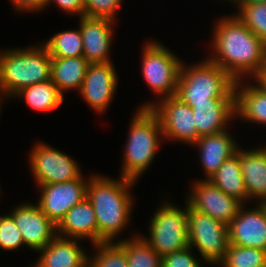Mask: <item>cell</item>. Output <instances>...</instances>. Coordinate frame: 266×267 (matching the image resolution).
<instances>
[{"instance_id": "obj_20", "label": "cell", "mask_w": 266, "mask_h": 267, "mask_svg": "<svg viewBox=\"0 0 266 267\" xmlns=\"http://www.w3.org/2000/svg\"><path fill=\"white\" fill-rule=\"evenodd\" d=\"M58 236L82 241L89 239L93 244L98 243V226L95 211L90 200L73 206L56 225Z\"/></svg>"}, {"instance_id": "obj_13", "label": "cell", "mask_w": 266, "mask_h": 267, "mask_svg": "<svg viewBox=\"0 0 266 267\" xmlns=\"http://www.w3.org/2000/svg\"><path fill=\"white\" fill-rule=\"evenodd\" d=\"M113 63L89 64L79 91L96 114L105 113L116 94L118 75Z\"/></svg>"}, {"instance_id": "obj_5", "label": "cell", "mask_w": 266, "mask_h": 267, "mask_svg": "<svg viewBox=\"0 0 266 267\" xmlns=\"http://www.w3.org/2000/svg\"><path fill=\"white\" fill-rule=\"evenodd\" d=\"M197 63L186 65L182 61L176 94L178 98L191 108L194 103L209 102L211 98H235L236 81L225 70L207 57Z\"/></svg>"}, {"instance_id": "obj_15", "label": "cell", "mask_w": 266, "mask_h": 267, "mask_svg": "<svg viewBox=\"0 0 266 267\" xmlns=\"http://www.w3.org/2000/svg\"><path fill=\"white\" fill-rule=\"evenodd\" d=\"M255 205L252 209L246 204L240 207L228 225L229 244L266 251V211L261 203Z\"/></svg>"}, {"instance_id": "obj_38", "label": "cell", "mask_w": 266, "mask_h": 267, "mask_svg": "<svg viewBox=\"0 0 266 267\" xmlns=\"http://www.w3.org/2000/svg\"><path fill=\"white\" fill-rule=\"evenodd\" d=\"M261 204L263 205L265 211H266V202H261Z\"/></svg>"}, {"instance_id": "obj_35", "label": "cell", "mask_w": 266, "mask_h": 267, "mask_svg": "<svg viewBox=\"0 0 266 267\" xmlns=\"http://www.w3.org/2000/svg\"><path fill=\"white\" fill-rule=\"evenodd\" d=\"M12 7L17 13H32V12H42L45 7V0H10Z\"/></svg>"}, {"instance_id": "obj_28", "label": "cell", "mask_w": 266, "mask_h": 267, "mask_svg": "<svg viewBox=\"0 0 266 267\" xmlns=\"http://www.w3.org/2000/svg\"><path fill=\"white\" fill-rule=\"evenodd\" d=\"M219 265L221 267H264L266 251L229 244L225 257Z\"/></svg>"}, {"instance_id": "obj_40", "label": "cell", "mask_w": 266, "mask_h": 267, "mask_svg": "<svg viewBox=\"0 0 266 267\" xmlns=\"http://www.w3.org/2000/svg\"><path fill=\"white\" fill-rule=\"evenodd\" d=\"M211 266H213V267H214V266H215V267H221V266H220V265H218V264H217V265H211Z\"/></svg>"}, {"instance_id": "obj_16", "label": "cell", "mask_w": 266, "mask_h": 267, "mask_svg": "<svg viewBox=\"0 0 266 267\" xmlns=\"http://www.w3.org/2000/svg\"><path fill=\"white\" fill-rule=\"evenodd\" d=\"M116 22L106 18L82 16L79 28L83 42V56L90 64L109 63L114 26Z\"/></svg>"}, {"instance_id": "obj_4", "label": "cell", "mask_w": 266, "mask_h": 267, "mask_svg": "<svg viewBox=\"0 0 266 267\" xmlns=\"http://www.w3.org/2000/svg\"><path fill=\"white\" fill-rule=\"evenodd\" d=\"M129 123L119 175L137 182L153 163L164 139L159 118L150 108H137Z\"/></svg>"}, {"instance_id": "obj_33", "label": "cell", "mask_w": 266, "mask_h": 267, "mask_svg": "<svg viewBox=\"0 0 266 267\" xmlns=\"http://www.w3.org/2000/svg\"><path fill=\"white\" fill-rule=\"evenodd\" d=\"M192 248L188 246L182 250L172 252L162 257V267H204L201 260L195 257Z\"/></svg>"}, {"instance_id": "obj_8", "label": "cell", "mask_w": 266, "mask_h": 267, "mask_svg": "<svg viewBox=\"0 0 266 267\" xmlns=\"http://www.w3.org/2000/svg\"><path fill=\"white\" fill-rule=\"evenodd\" d=\"M187 232L189 246L208 266L222 262L229 245L227 225L187 205Z\"/></svg>"}, {"instance_id": "obj_18", "label": "cell", "mask_w": 266, "mask_h": 267, "mask_svg": "<svg viewBox=\"0 0 266 267\" xmlns=\"http://www.w3.org/2000/svg\"><path fill=\"white\" fill-rule=\"evenodd\" d=\"M82 240L56 237L43 249L31 267H88L87 250L81 247Z\"/></svg>"}, {"instance_id": "obj_26", "label": "cell", "mask_w": 266, "mask_h": 267, "mask_svg": "<svg viewBox=\"0 0 266 267\" xmlns=\"http://www.w3.org/2000/svg\"><path fill=\"white\" fill-rule=\"evenodd\" d=\"M124 249L128 267H162V257L137 233L117 241Z\"/></svg>"}, {"instance_id": "obj_39", "label": "cell", "mask_w": 266, "mask_h": 267, "mask_svg": "<svg viewBox=\"0 0 266 267\" xmlns=\"http://www.w3.org/2000/svg\"><path fill=\"white\" fill-rule=\"evenodd\" d=\"M2 103H3V101L0 99V109H1V107H2V106H1V105H2ZM0 111H1V110H0Z\"/></svg>"}, {"instance_id": "obj_25", "label": "cell", "mask_w": 266, "mask_h": 267, "mask_svg": "<svg viewBox=\"0 0 266 267\" xmlns=\"http://www.w3.org/2000/svg\"><path fill=\"white\" fill-rule=\"evenodd\" d=\"M15 97L25 100L31 109L44 113L57 109L64 102V95L51 79L27 86L16 93L13 99Z\"/></svg>"}, {"instance_id": "obj_30", "label": "cell", "mask_w": 266, "mask_h": 267, "mask_svg": "<svg viewBox=\"0 0 266 267\" xmlns=\"http://www.w3.org/2000/svg\"><path fill=\"white\" fill-rule=\"evenodd\" d=\"M234 6L239 9L234 15L266 44V2L236 3Z\"/></svg>"}, {"instance_id": "obj_3", "label": "cell", "mask_w": 266, "mask_h": 267, "mask_svg": "<svg viewBox=\"0 0 266 267\" xmlns=\"http://www.w3.org/2000/svg\"><path fill=\"white\" fill-rule=\"evenodd\" d=\"M51 62L49 51L42 43L0 49V99L13 98L27 86L50 80Z\"/></svg>"}, {"instance_id": "obj_36", "label": "cell", "mask_w": 266, "mask_h": 267, "mask_svg": "<svg viewBox=\"0 0 266 267\" xmlns=\"http://www.w3.org/2000/svg\"><path fill=\"white\" fill-rule=\"evenodd\" d=\"M218 1H225L229 2L230 4L234 5V3H262L266 2V0H218Z\"/></svg>"}, {"instance_id": "obj_37", "label": "cell", "mask_w": 266, "mask_h": 267, "mask_svg": "<svg viewBox=\"0 0 266 267\" xmlns=\"http://www.w3.org/2000/svg\"><path fill=\"white\" fill-rule=\"evenodd\" d=\"M257 80L266 88V68L263 70L262 74L257 78Z\"/></svg>"}, {"instance_id": "obj_12", "label": "cell", "mask_w": 266, "mask_h": 267, "mask_svg": "<svg viewBox=\"0 0 266 267\" xmlns=\"http://www.w3.org/2000/svg\"><path fill=\"white\" fill-rule=\"evenodd\" d=\"M91 175L93 174L86 179L82 174L73 181L37 186L41 194L36 204L57 225L73 206L87 197V186Z\"/></svg>"}, {"instance_id": "obj_29", "label": "cell", "mask_w": 266, "mask_h": 267, "mask_svg": "<svg viewBox=\"0 0 266 267\" xmlns=\"http://www.w3.org/2000/svg\"><path fill=\"white\" fill-rule=\"evenodd\" d=\"M92 247L95 252L92 257L88 255V267H128L125 249L117 241L100 242Z\"/></svg>"}, {"instance_id": "obj_23", "label": "cell", "mask_w": 266, "mask_h": 267, "mask_svg": "<svg viewBox=\"0 0 266 267\" xmlns=\"http://www.w3.org/2000/svg\"><path fill=\"white\" fill-rule=\"evenodd\" d=\"M51 80L64 95L66 91H80L89 62L84 56L58 58L51 57Z\"/></svg>"}, {"instance_id": "obj_14", "label": "cell", "mask_w": 266, "mask_h": 267, "mask_svg": "<svg viewBox=\"0 0 266 267\" xmlns=\"http://www.w3.org/2000/svg\"><path fill=\"white\" fill-rule=\"evenodd\" d=\"M9 213L22 234L24 244L38 252L47 246L57 235L56 225L34 203H22Z\"/></svg>"}, {"instance_id": "obj_9", "label": "cell", "mask_w": 266, "mask_h": 267, "mask_svg": "<svg viewBox=\"0 0 266 267\" xmlns=\"http://www.w3.org/2000/svg\"><path fill=\"white\" fill-rule=\"evenodd\" d=\"M29 153V166L36 187L73 181L83 174L77 160L45 142L34 143Z\"/></svg>"}, {"instance_id": "obj_7", "label": "cell", "mask_w": 266, "mask_h": 267, "mask_svg": "<svg viewBox=\"0 0 266 267\" xmlns=\"http://www.w3.org/2000/svg\"><path fill=\"white\" fill-rule=\"evenodd\" d=\"M142 48V75L150 91L159 96L156 101L175 96L183 60L159 41H146Z\"/></svg>"}, {"instance_id": "obj_34", "label": "cell", "mask_w": 266, "mask_h": 267, "mask_svg": "<svg viewBox=\"0 0 266 267\" xmlns=\"http://www.w3.org/2000/svg\"><path fill=\"white\" fill-rule=\"evenodd\" d=\"M55 3L64 13L71 15H78V17L85 16V8L83 0H45V7H50Z\"/></svg>"}, {"instance_id": "obj_10", "label": "cell", "mask_w": 266, "mask_h": 267, "mask_svg": "<svg viewBox=\"0 0 266 267\" xmlns=\"http://www.w3.org/2000/svg\"><path fill=\"white\" fill-rule=\"evenodd\" d=\"M138 108H150L157 115L165 141H179L189 146L197 141L198 132L191 107L176 95L157 102L145 101Z\"/></svg>"}, {"instance_id": "obj_21", "label": "cell", "mask_w": 266, "mask_h": 267, "mask_svg": "<svg viewBox=\"0 0 266 267\" xmlns=\"http://www.w3.org/2000/svg\"><path fill=\"white\" fill-rule=\"evenodd\" d=\"M228 130L219 133L201 136L191 145L198 147L202 170L209 179L224 163L234 155L240 145L237 144Z\"/></svg>"}, {"instance_id": "obj_17", "label": "cell", "mask_w": 266, "mask_h": 267, "mask_svg": "<svg viewBox=\"0 0 266 267\" xmlns=\"http://www.w3.org/2000/svg\"><path fill=\"white\" fill-rule=\"evenodd\" d=\"M198 139L229 130V122L235 118V98H211L209 102L194 103L191 108Z\"/></svg>"}, {"instance_id": "obj_22", "label": "cell", "mask_w": 266, "mask_h": 267, "mask_svg": "<svg viewBox=\"0 0 266 267\" xmlns=\"http://www.w3.org/2000/svg\"><path fill=\"white\" fill-rule=\"evenodd\" d=\"M240 166L247 191V203L266 200V146L249 150L240 146Z\"/></svg>"}, {"instance_id": "obj_32", "label": "cell", "mask_w": 266, "mask_h": 267, "mask_svg": "<svg viewBox=\"0 0 266 267\" xmlns=\"http://www.w3.org/2000/svg\"><path fill=\"white\" fill-rule=\"evenodd\" d=\"M123 1L124 0H83L85 16L106 18L116 22V16Z\"/></svg>"}, {"instance_id": "obj_31", "label": "cell", "mask_w": 266, "mask_h": 267, "mask_svg": "<svg viewBox=\"0 0 266 267\" xmlns=\"http://www.w3.org/2000/svg\"><path fill=\"white\" fill-rule=\"evenodd\" d=\"M25 246L22 234L15 220L8 213L0 216V248L5 251H15Z\"/></svg>"}, {"instance_id": "obj_6", "label": "cell", "mask_w": 266, "mask_h": 267, "mask_svg": "<svg viewBox=\"0 0 266 267\" xmlns=\"http://www.w3.org/2000/svg\"><path fill=\"white\" fill-rule=\"evenodd\" d=\"M161 203L148 222V237L139 235L154 251L164 257L189 246L187 203L185 202L186 206L183 208L165 199Z\"/></svg>"}, {"instance_id": "obj_11", "label": "cell", "mask_w": 266, "mask_h": 267, "mask_svg": "<svg viewBox=\"0 0 266 267\" xmlns=\"http://www.w3.org/2000/svg\"><path fill=\"white\" fill-rule=\"evenodd\" d=\"M190 189L186 197L187 205L227 226L243 205L237 198L225 194L208 179H197Z\"/></svg>"}, {"instance_id": "obj_2", "label": "cell", "mask_w": 266, "mask_h": 267, "mask_svg": "<svg viewBox=\"0 0 266 267\" xmlns=\"http://www.w3.org/2000/svg\"><path fill=\"white\" fill-rule=\"evenodd\" d=\"M118 179L102 174H93L89 178L87 198L96 215L98 243L118 241L117 236L131 223L135 205L131 189L137 182L122 176Z\"/></svg>"}, {"instance_id": "obj_1", "label": "cell", "mask_w": 266, "mask_h": 267, "mask_svg": "<svg viewBox=\"0 0 266 267\" xmlns=\"http://www.w3.org/2000/svg\"><path fill=\"white\" fill-rule=\"evenodd\" d=\"M207 58L235 81L257 79L266 68V44L233 13L217 19ZM212 46V47H211Z\"/></svg>"}, {"instance_id": "obj_24", "label": "cell", "mask_w": 266, "mask_h": 267, "mask_svg": "<svg viewBox=\"0 0 266 267\" xmlns=\"http://www.w3.org/2000/svg\"><path fill=\"white\" fill-rule=\"evenodd\" d=\"M225 194L247 204V191L240 166V148L208 179Z\"/></svg>"}, {"instance_id": "obj_27", "label": "cell", "mask_w": 266, "mask_h": 267, "mask_svg": "<svg viewBox=\"0 0 266 267\" xmlns=\"http://www.w3.org/2000/svg\"><path fill=\"white\" fill-rule=\"evenodd\" d=\"M51 57L68 58L83 56V42L80 28L54 34L43 43Z\"/></svg>"}, {"instance_id": "obj_19", "label": "cell", "mask_w": 266, "mask_h": 267, "mask_svg": "<svg viewBox=\"0 0 266 267\" xmlns=\"http://www.w3.org/2000/svg\"><path fill=\"white\" fill-rule=\"evenodd\" d=\"M246 80L234 84L235 119L240 117L247 123L266 127V88L257 79H253L254 83Z\"/></svg>"}]
</instances>
